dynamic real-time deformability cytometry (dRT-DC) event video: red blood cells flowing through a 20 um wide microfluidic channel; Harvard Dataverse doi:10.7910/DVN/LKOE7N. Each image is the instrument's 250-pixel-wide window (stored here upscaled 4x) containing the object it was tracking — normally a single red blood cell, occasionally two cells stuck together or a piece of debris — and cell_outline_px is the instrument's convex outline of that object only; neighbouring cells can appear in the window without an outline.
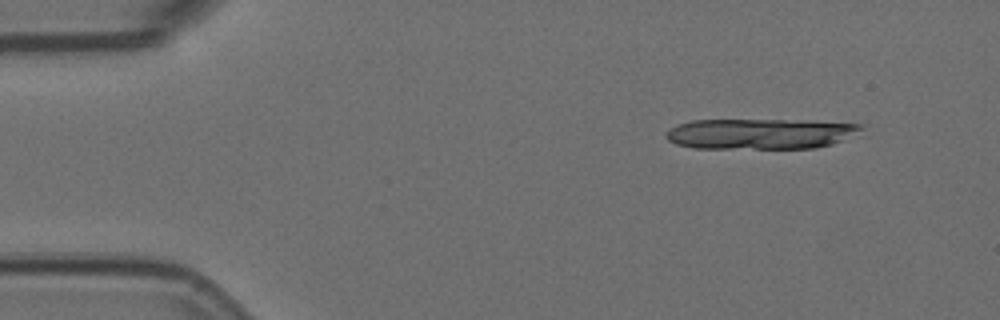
{"species": "Egyptian fruit bat (a non-hibernating species)", "species_latin": "Rousettus aegyptiacus", "temperature_condition": "room temperature", "stored_images_in_passage": 14, "camera_frame_rate_fps": 3000, "um_per_image_px": 0.085, "animal": {"sex": "female"}, "frame": {"image": 1, "passage_image": 1, "time_ms": 0.0, "image_size_px": [1000, 320], "cell_outline_px": [[864, 128], [832, 144], [816, 148], [692, 148], [676, 144], [668, 140], [664, 136], [664, 132], [668, 128], [676, 124], [692, 120], [808, 120], [864, 124]], "centroid_in_image_um": [64.54, 11.36], "position_along_channel_um": 20.5, "area_um2": 34.91}}